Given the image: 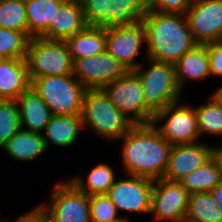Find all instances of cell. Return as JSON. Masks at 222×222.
Wrapping results in <instances>:
<instances>
[{
  "label": "cell",
  "instance_id": "obj_5",
  "mask_svg": "<svg viewBox=\"0 0 222 222\" xmlns=\"http://www.w3.org/2000/svg\"><path fill=\"white\" fill-rule=\"evenodd\" d=\"M31 86L53 115H81L87 88L73 74L37 77L31 80Z\"/></svg>",
  "mask_w": 222,
  "mask_h": 222
},
{
  "label": "cell",
  "instance_id": "obj_30",
  "mask_svg": "<svg viewBox=\"0 0 222 222\" xmlns=\"http://www.w3.org/2000/svg\"><path fill=\"white\" fill-rule=\"evenodd\" d=\"M29 41L24 32L0 27V54L6 59H25Z\"/></svg>",
  "mask_w": 222,
  "mask_h": 222
},
{
  "label": "cell",
  "instance_id": "obj_25",
  "mask_svg": "<svg viewBox=\"0 0 222 222\" xmlns=\"http://www.w3.org/2000/svg\"><path fill=\"white\" fill-rule=\"evenodd\" d=\"M221 181L220 167L214 156H212L202 166L193 170L179 182L191 194L210 192Z\"/></svg>",
  "mask_w": 222,
  "mask_h": 222
},
{
  "label": "cell",
  "instance_id": "obj_11",
  "mask_svg": "<svg viewBox=\"0 0 222 222\" xmlns=\"http://www.w3.org/2000/svg\"><path fill=\"white\" fill-rule=\"evenodd\" d=\"M128 70L107 51L73 61L74 77L87 89H102Z\"/></svg>",
  "mask_w": 222,
  "mask_h": 222
},
{
  "label": "cell",
  "instance_id": "obj_18",
  "mask_svg": "<svg viewBox=\"0 0 222 222\" xmlns=\"http://www.w3.org/2000/svg\"><path fill=\"white\" fill-rule=\"evenodd\" d=\"M20 125L25 130L42 134L53 114L48 105L30 86L16 100Z\"/></svg>",
  "mask_w": 222,
  "mask_h": 222
},
{
  "label": "cell",
  "instance_id": "obj_10",
  "mask_svg": "<svg viewBox=\"0 0 222 222\" xmlns=\"http://www.w3.org/2000/svg\"><path fill=\"white\" fill-rule=\"evenodd\" d=\"M50 196V203L41 206L52 222H91L89 196L71 181L56 182Z\"/></svg>",
  "mask_w": 222,
  "mask_h": 222
},
{
  "label": "cell",
  "instance_id": "obj_1",
  "mask_svg": "<svg viewBox=\"0 0 222 222\" xmlns=\"http://www.w3.org/2000/svg\"><path fill=\"white\" fill-rule=\"evenodd\" d=\"M122 162L128 175L158 180L166 172L172 146L150 124H136L121 138Z\"/></svg>",
  "mask_w": 222,
  "mask_h": 222
},
{
  "label": "cell",
  "instance_id": "obj_38",
  "mask_svg": "<svg viewBox=\"0 0 222 222\" xmlns=\"http://www.w3.org/2000/svg\"><path fill=\"white\" fill-rule=\"evenodd\" d=\"M218 101L219 103L222 105V87H219L216 89L215 92H213L212 94Z\"/></svg>",
  "mask_w": 222,
  "mask_h": 222
},
{
  "label": "cell",
  "instance_id": "obj_14",
  "mask_svg": "<svg viewBox=\"0 0 222 222\" xmlns=\"http://www.w3.org/2000/svg\"><path fill=\"white\" fill-rule=\"evenodd\" d=\"M185 15L198 44L222 41V0H193Z\"/></svg>",
  "mask_w": 222,
  "mask_h": 222
},
{
  "label": "cell",
  "instance_id": "obj_32",
  "mask_svg": "<svg viewBox=\"0 0 222 222\" xmlns=\"http://www.w3.org/2000/svg\"><path fill=\"white\" fill-rule=\"evenodd\" d=\"M91 222H107L119 218L117 207L107 194L89 196Z\"/></svg>",
  "mask_w": 222,
  "mask_h": 222
},
{
  "label": "cell",
  "instance_id": "obj_12",
  "mask_svg": "<svg viewBox=\"0 0 222 222\" xmlns=\"http://www.w3.org/2000/svg\"><path fill=\"white\" fill-rule=\"evenodd\" d=\"M151 209L154 220L185 222L190 193L177 181L154 180Z\"/></svg>",
  "mask_w": 222,
  "mask_h": 222
},
{
  "label": "cell",
  "instance_id": "obj_15",
  "mask_svg": "<svg viewBox=\"0 0 222 222\" xmlns=\"http://www.w3.org/2000/svg\"><path fill=\"white\" fill-rule=\"evenodd\" d=\"M128 177L116 180L107 195L118 211L150 214L154 180L131 174Z\"/></svg>",
  "mask_w": 222,
  "mask_h": 222
},
{
  "label": "cell",
  "instance_id": "obj_22",
  "mask_svg": "<svg viewBox=\"0 0 222 222\" xmlns=\"http://www.w3.org/2000/svg\"><path fill=\"white\" fill-rule=\"evenodd\" d=\"M65 42L73 61L103 53L106 51V28L88 25Z\"/></svg>",
  "mask_w": 222,
  "mask_h": 222
},
{
  "label": "cell",
  "instance_id": "obj_21",
  "mask_svg": "<svg viewBox=\"0 0 222 222\" xmlns=\"http://www.w3.org/2000/svg\"><path fill=\"white\" fill-rule=\"evenodd\" d=\"M83 128L81 115H53L43 134L47 150L50 143L59 147L73 145Z\"/></svg>",
  "mask_w": 222,
  "mask_h": 222
},
{
  "label": "cell",
  "instance_id": "obj_17",
  "mask_svg": "<svg viewBox=\"0 0 222 222\" xmlns=\"http://www.w3.org/2000/svg\"><path fill=\"white\" fill-rule=\"evenodd\" d=\"M87 26L81 0H65L56 11L54 22L40 37L65 41Z\"/></svg>",
  "mask_w": 222,
  "mask_h": 222
},
{
  "label": "cell",
  "instance_id": "obj_33",
  "mask_svg": "<svg viewBox=\"0 0 222 222\" xmlns=\"http://www.w3.org/2000/svg\"><path fill=\"white\" fill-rule=\"evenodd\" d=\"M193 0H145L146 9L161 13L185 14Z\"/></svg>",
  "mask_w": 222,
  "mask_h": 222
},
{
  "label": "cell",
  "instance_id": "obj_9",
  "mask_svg": "<svg viewBox=\"0 0 222 222\" xmlns=\"http://www.w3.org/2000/svg\"><path fill=\"white\" fill-rule=\"evenodd\" d=\"M179 101L154 114L152 124L171 145L192 144L201 136L195 108L180 105ZM164 121L159 126V122Z\"/></svg>",
  "mask_w": 222,
  "mask_h": 222
},
{
  "label": "cell",
  "instance_id": "obj_27",
  "mask_svg": "<svg viewBox=\"0 0 222 222\" xmlns=\"http://www.w3.org/2000/svg\"><path fill=\"white\" fill-rule=\"evenodd\" d=\"M85 179L78 176L71 178L70 181L86 195L107 194L114 184L115 172L108 164L100 163L95 166Z\"/></svg>",
  "mask_w": 222,
  "mask_h": 222
},
{
  "label": "cell",
  "instance_id": "obj_37",
  "mask_svg": "<svg viewBox=\"0 0 222 222\" xmlns=\"http://www.w3.org/2000/svg\"><path fill=\"white\" fill-rule=\"evenodd\" d=\"M213 156L216 159V161L218 162V165L220 167V172H221V179H222V145L219 146L216 145L213 148Z\"/></svg>",
  "mask_w": 222,
  "mask_h": 222
},
{
  "label": "cell",
  "instance_id": "obj_4",
  "mask_svg": "<svg viewBox=\"0 0 222 222\" xmlns=\"http://www.w3.org/2000/svg\"><path fill=\"white\" fill-rule=\"evenodd\" d=\"M147 60L150 63L147 70H143L140 64L133 71L141 80L146 106L155 114L178 102L182 90L176 79L175 64Z\"/></svg>",
  "mask_w": 222,
  "mask_h": 222
},
{
  "label": "cell",
  "instance_id": "obj_29",
  "mask_svg": "<svg viewBox=\"0 0 222 222\" xmlns=\"http://www.w3.org/2000/svg\"><path fill=\"white\" fill-rule=\"evenodd\" d=\"M195 111L199 134L222 135V105L213 95Z\"/></svg>",
  "mask_w": 222,
  "mask_h": 222
},
{
  "label": "cell",
  "instance_id": "obj_2",
  "mask_svg": "<svg viewBox=\"0 0 222 222\" xmlns=\"http://www.w3.org/2000/svg\"><path fill=\"white\" fill-rule=\"evenodd\" d=\"M185 18V14L146 10L142 22L146 29L147 58L176 64L198 45Z\"/></svg>",
  "mask_w": 222,
  "mask_h": 222
},
{
  "label": "cell",
  "instance_id": "obj_20",
  "mask_svg": "<svg viewBox=\"0 0 222 222\" xmlns=\"http://www.w3.org/2000/svg\"><path fill=\"white\" fill-rule=\"evenodd\" d=\"M176 79L181 90L186 80H201L208 78L210 62L208 56V43L198 44L186 52L175 64Z\"/></svg>",
  "mask_w": 222,
  "mask_h": 222
},
{
  "label": "cell",
  "instance_id": "obj_6",
  "mask_svg": "<svg viewBox=\"0 0 222 222\" xmlns=\"http://www.w3.org/2000/svg\"><path fill=\"white\" fill-rule=\"evenodd\" d=\"M25 59L30 80L73 73V60L65 41L33 37L29 41Z\"/></svg>",
  "mask_w": 222,
  "mask_h": 222
},
{
  "label": "cell",
  "instance_id": "obj_36",
  "mask_svg": "<svg viewBox=\"0 0 222 222\" xmlns=\"http://www.w3.org/2000/svg\"><path fill=\"white\" fill-rule=\"evenodd\" d=\"M210 193L212 194V197L217 202L218 206L222 208V181L216 185Z\"/></svg>",
  "mask_w": 222,
  "mask_h": 222
},
{
  "label": "cell",
  "instance_id": "obj_24",
  "mask_svg": "<svg viewBox=\"0 0 222 222\" xmlns=\"http://www.w3.org/2000/svg\"><path fill=\"white\" fill-rule=\"evenodd\" d=\"M29 38L40 37L54 22V16L65 0H24Z\"/></svg>",
  "mask_w": 222,
  "mask_h": 222
},
{
  "label": "cell",
  "instance_id": "obj_40",
  "mask_svg": "<svg viewBox=\"0 0 222 222\" xmlns=\"http://www.w3.org/2000/svg\"><path fill=\"white\" fill-rule=\"evenodd\" d=\"M4 60H6V58L2 54H0V63H2Z\"/></svg>",
  "mask_w": 222,
  "mask_h": 222
},
{
  "label": "cell",
  "instance_id": "obj_16",
  "mask_svg": "<svg viewBox=\"0 0 222 222\" xmlns=\"http://www.w3.org/2000/svg\"><path fill=\"white\" fill-rule=\"evenodd\" d=\"M214 146L196 142L173 145L163 179L179 182L213 156Z\"/></svg>",
  "mask_w": 222,
  "mask_h": 222
},
{
  "label": "cell",
  "instance_id": "obj_13",
  "mask_svg": "<svg viewBox=\"0 0 222 222\" xmlns=\"http://www.w3.org/2000/svg\"><path fill=\"white\" fill-rule=\"evenodd\" d=\"M146 41L144 23L139 21L129 26L106 28V51L113 55L127 70L136 69L140 63L134 61Z\"/></svg>",
  "mask_w": 222,
  "mask_h": 222
},
{
  "label": "cell",
  "instance_id": "obj_7",
  "mask_svg": "<svg viewBox=\"0 0 222 222\" xmlns=\"http://www.w3.org/2000/svg\"><path fill=\"white\" fill-rule=\"evenodd\" d=\"M86 23L93 27L129 26L142 21L145 0H81Z\"/></svg>",
  "mask_w": 222,
  "mask_h": 222
},
{
  "label": "cell",
  "instance_id": "obj_34",
  "mask_svg": "<svg viewBox=\"0 0 222 222\" xmlns=\"http://www.w3.org/2000/svg\"><path fill=\"white\" fill-rule=\"evenodd\" d=\"M211 75L222 76V41L208 43Z\"/></svg>",
  "mask_w": 222,
  "mask_h": 222
},
{
  "label": "cell",
  "instance_id": "obj_35",
  "mask_svg": "<svg viewBox=\"0 0 222 222\" xmlns=\"http://www.w3.org/2000/svg\"><path fill=\"white\" fill-rule=\"evenodd\" d=\"M14 222H52V219L43 207L38 205Z\"/></svg>",
  "mask_w": 222,
  "mask_h": 222
},
{
  "label": "cell",
  "instance_id": "obj_3",
  "mask_svg": "<svg viewBox=\"0 0 222 222\" xmlns=\"http://www.w3.org/2000/svg\"><path fill=\"white\" fill-rule=\"evenodd\" d=\"M83 127L88 126L98 137L120 140L134 125L111 102L103 89H87L82 104Z\"/></svg>",
  "mask_w": 222,
  "mask_h": 222
},
{
  "label": "cell",
  "instance_id": "obj_28",
  "mask_svg": "<svg viewBox=\"0 0 222 222\" xmlns=\"http://www.w3.org/2000/svg\"><path fill=\"white\" fill-rule=\"evenodd\" d=\"M0 27L24 32L29 37L24 0H0Z\"/></svg>",
  "mask_w": 222,
  "mask_h": 222
},
{
  "label": "cell",
  "instance_id": "obj_19",
  "mask_svg": "<svg viewBox=\"0 0 222 222\" xmlns=\"http://www.w3.org/2000/svg\"><path fill=\"white\" fill-rule=\"evenodd\" d=\"M30 86L26 59H6L0 63V100L16 101Z\"/></svg>",
  "mask_w": 222,
  "mask_h": 222
},
{
  "label": "cell",
  "instance_id": "obj_31",
  "mask_svg": "<svg viewBox=\"0 0 222 222\" xmlns=\"http://www.w3.org/2000/svg\"><path fill=\"white\" fill-rule=\"evenodd\" d=\"M21 128L16 101H0V148Z\"/></svg>",
  "mask_w": 222,
  "mask_h": 222
},
{
  "label": "cell",
  "instance_id": "obj_8",
  "mask_svg": "<svg viewBox=\"0 0 222 222\" xmlns=\"http://www.w3.org/2000/svg\"><path fill=\"white\" fill-rule=\"evenodd\" d=\"M102 89L134 125L152 123L154 113L145 104L141 80L133 70Z\"/></svg>",
  "mask_w": 222,
  "mask_h": 222
},
{
  "label": "cell",
  "instance_id": "obj_26",
  "mask_svg": "<svg viewBox=\"0 0 222 222\" xmlns=\"http://www.w3.org/2000/svg\"><path fill=\"white\" fill-rule=\"evenodd\" d=\"M185 222H222V208L210 192L191 193Z\"/></svg>",
  "mask_w": 222,
  "mask_h": 222
},
{
  "label": "cell",
  "instance_id": "obj_23",
  "mask_svg": "<svg viewBox=\"0 0 222 222\" xmlns=\"http://www.w3.org/2000/svg\"><path fill=\"white\" fill-rule=\"evenodd\" d=\"M1 149L12 158L21 161L34 160L47 150L43 134L22 128Z\"/></svg>",
  "mask_w": 222,
  "mask_h": 222
},
{
  "label": "cell",
  "instance_id": "obj_39",
  "mask_svg": "<svg viewBox=\"0 0 222 222\" xmlns=\"http://www.w3.org/2000/svg\"><path fill=\"white\" fill-rule=\"evenodd\" d=\"M128 219H126L125 217H119L117 219H113V220H109L107 222H128Z\"/></svg>",
  "mask_w": 222,
  "mask_h": 222
}]
</instances>
